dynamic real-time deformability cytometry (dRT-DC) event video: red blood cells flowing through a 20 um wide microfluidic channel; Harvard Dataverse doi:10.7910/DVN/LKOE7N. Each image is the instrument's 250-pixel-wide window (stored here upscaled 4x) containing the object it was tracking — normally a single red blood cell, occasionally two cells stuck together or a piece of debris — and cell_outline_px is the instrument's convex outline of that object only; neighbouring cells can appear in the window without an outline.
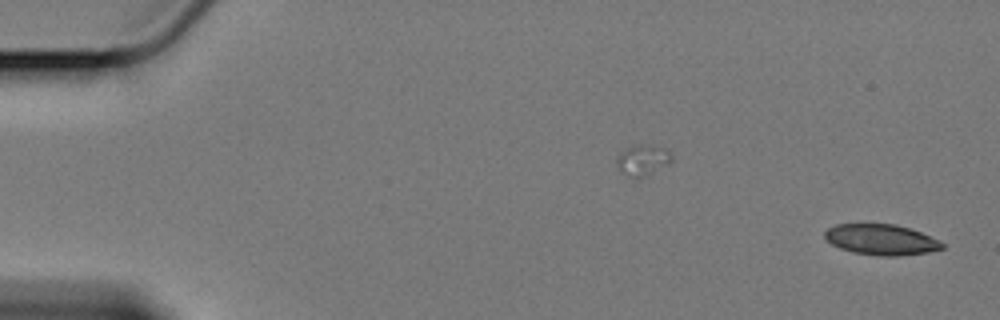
{"species": "Egyptian fruit bat (a non-hibernating species)", "species_latin": "Rousettus aegyptiacus", "temperature_condition": "cold", "stored_images_in_passage": 58, "camera_frame_rate_fps": 3000, "um_per_image_px": 0.085, "animal": {"sex": "female"}, "frame": {"image": 1, "passage_image": 1, "time_ms": 0.0, "image_size_px": [1000, 320], "cell_outline_px": [[944, 248], [928, 252], [896, 256], [880, 256], [852, 252], [840, 248], [832, 244], [824, 236], [824, 232], [828, 228], [836, 224], [896, 224], [920, 232], [940, 240], [944, 244]], "centroid_in_image_um": [74.9, 20.37], "position_along_channel_um": 10.1, "area_um2": 20.92}}
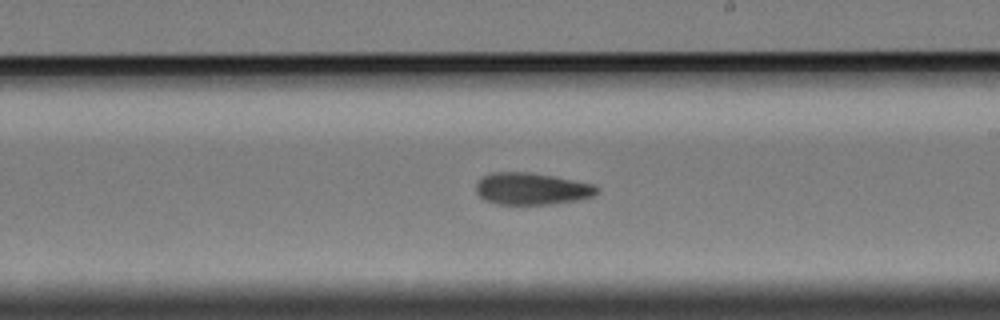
{"frame": {"image": 2, "passage_image": 34, "time_ms": 11.0, "image_size_px": [1000, 320], "cell_outline_px": [[600, 192], [592, 196], [576, 200], [552, 204], [496, 204], [484, 200], [476, 192], [476, 184], [484, 176], [492, 172], [528, 172], [552, 176], [592, 184], [600, 188]], "centroid_in_image_um": [45.19, 16.05], "position_along_channel_um": 243.8, "area_um2": 22.37}}
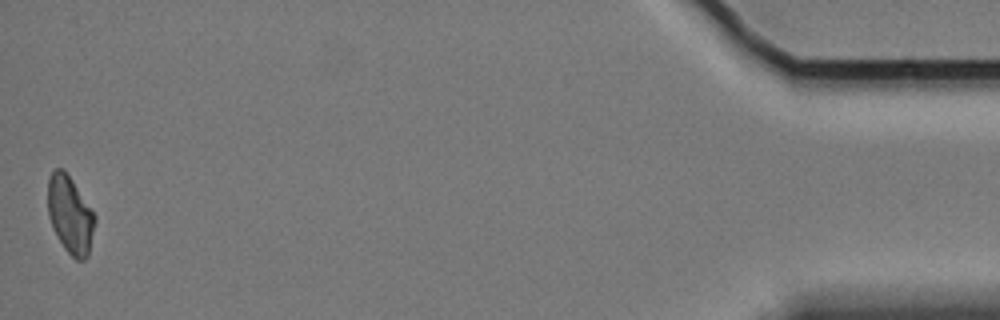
{"frame": {"image": 3, "passage_image": 58, "time_ms": 19.0, "image_size_px": [1000, 320], "cell_outline_px": [[96, 220], [88, 256], [84, 260], [76, 260], [64, 248], [56, 236], [52, 228], [48, 216], [48, 180], [52, 172], [56, 168], [64, 168], [96, 216]], "centroid_in_image_um": [5.95, 18.27], "position_along_channel_um": 429.2, "area_um2": 21.27}, "authors_computed_cell_mechanics": {"area_um2": 22.3108, "velocity_mm_per_s": 3.3905, "shape_relaxation_time_tau1_ms": null, "shape_relaxation_time_tau2_ms": 6.05, "deformation_change_tau1": null, "deformation_change_tau2": 0.1184}}